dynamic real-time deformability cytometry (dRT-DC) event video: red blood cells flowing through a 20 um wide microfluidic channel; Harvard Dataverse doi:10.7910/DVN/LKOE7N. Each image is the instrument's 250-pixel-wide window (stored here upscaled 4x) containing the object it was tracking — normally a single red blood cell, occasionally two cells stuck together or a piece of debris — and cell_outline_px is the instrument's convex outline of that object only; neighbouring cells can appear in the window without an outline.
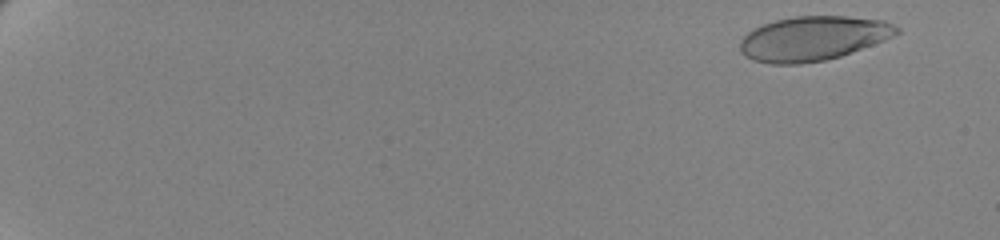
{"species": "human", "species_latin": "Homo sapiens", "temperature_condition": "cold", "stored_images_in_passage": 60, "camera_frame_rate_fps": 3000, "um_per_image_px": 0.085, "donor": {"sex": "female"}, "frame": {"image": 1, "passage_image": 3, "time_ms": 0.667, "image_size_px": [1000, 240], "cell_outline_px": [[900, 32], [884, 40], [840, 56], [824, 60], [800, 64], [772, 64], [752, 60], [740, 52], [740, 40], [748, 32], [764, 24], [776, 20], [796, 16], [848, 16], [884, 20], [900, 28]], "centroid_in_image_um": [69.1, 3.26], "position_along_channel_um": 15.9, "area_um2": 40.34}}
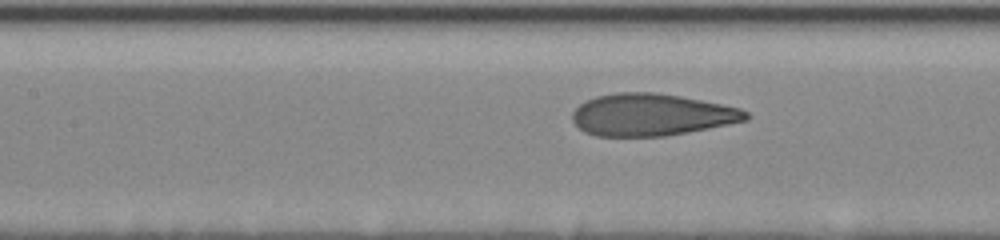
{"frame": {"image": 2, "passage_image": 31, "time_ms": 10.0, "image_size_px": [1000, 240], "cell_outline_px": [[748, 120], [688, 132], [664, 136], [596, 136], [584, 132], [572, 120], [572, 112], [580, 104], [596, 96], [616, 92], [656, 92], [680, 96], [740, 108], [748, 112]], "centroid_in_image_um": [55.35, 9.75], "position_along_channel_um": 152.0, "area_um2": 42.37}}
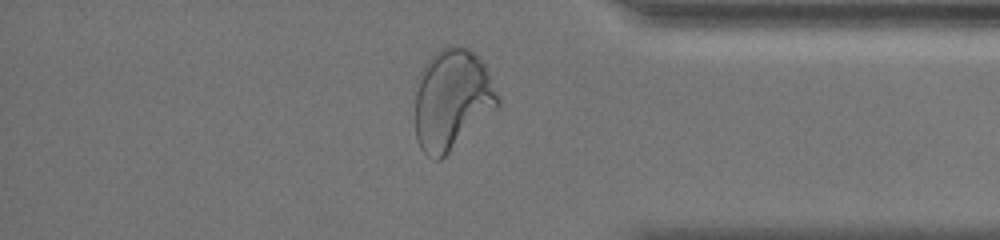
{"frame": {"image": 3, "passage_image": 53, "time_ms": 17.333, "image_size_px": [1000, 240], "cell_outline_px": [[500, 104], [496, 108], [440, 160], [432, 160], [420, 148], [416, 136], [416, 92], [420, 72], [428, 60], [440, 48], [452, 44], [468, 48], [484, 64], [500, 96]], "centroid_in_image_um": [38.42, 8.45], "position_along_channel_um": 396.8, "area_um2": 48.09}, "authors_computed_cell_mechanics": {"area_um2": 42.7142, "velocity_mm_per_s": 3.4385, "shape_relaxation_time_tau1_ms": 4.7847, "shape_relaxation_time_tau2_ms": null, "deformation_change_tau1": 0.1905, "deformation_change_tau2": null}}